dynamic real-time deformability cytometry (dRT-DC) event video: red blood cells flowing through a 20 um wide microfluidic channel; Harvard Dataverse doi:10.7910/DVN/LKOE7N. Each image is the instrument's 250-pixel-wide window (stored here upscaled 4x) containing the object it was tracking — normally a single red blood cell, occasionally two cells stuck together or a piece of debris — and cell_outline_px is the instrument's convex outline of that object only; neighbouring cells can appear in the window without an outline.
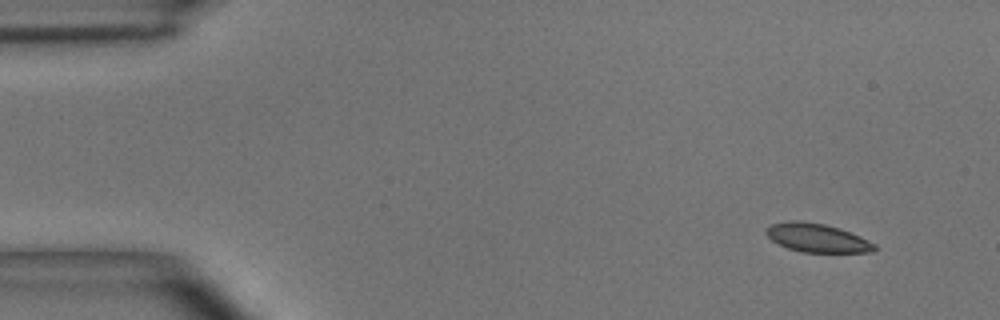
{"species": "common noctule bat (a hibernating species)", "species_latin": "Nyctalus noctula", "temperature_condition": "room temperature", "stored_images_in_passage": 15, "camera_frame_rate_fps": 3000, "um_per_image_px": 0.085, "animal": {"sex": "male", "body_mass_g": 15.6}, "frame": {"image": 1, "passage_image": 3, "time_ms": 0.667, "image_size_px": [1000, 320], "cell_outline_px": [[876, 248], [872, 252], [804, 252], [788, 248], [772, 240], [764, 232], [764, 228], [772, 224], [788, 220], [800, 220], [824, 224], [840, 228], [860, 236], [876, 244]], "centroid_in_image_um": [69.44, 20.2], "position_along_channel_um": 15.6, "area_um2": 18.09}}
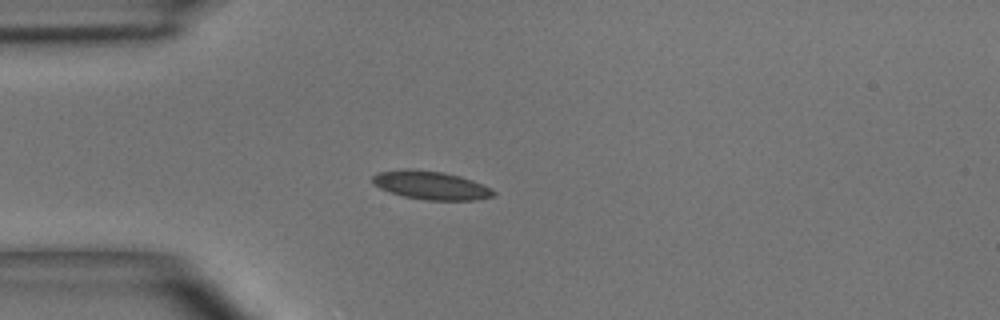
{"frame": {"image": 2, "passage_image": 12, "time_ms": 3.667, "image_size_px": [1000, 320], "cell_outline_px": [[496, 192], [492, 196], [472, 200], [424, 200], [404, 196], [380, 188], [372, 184], [372, 176], [380, 172], [408, 168], [444, 172], [460, 176], [472, 180], [492, 188]], "centroid_in_image_um": [36.62, 15.74], "position_along_channel_um": 48.4, "area_um2": 19.94}}